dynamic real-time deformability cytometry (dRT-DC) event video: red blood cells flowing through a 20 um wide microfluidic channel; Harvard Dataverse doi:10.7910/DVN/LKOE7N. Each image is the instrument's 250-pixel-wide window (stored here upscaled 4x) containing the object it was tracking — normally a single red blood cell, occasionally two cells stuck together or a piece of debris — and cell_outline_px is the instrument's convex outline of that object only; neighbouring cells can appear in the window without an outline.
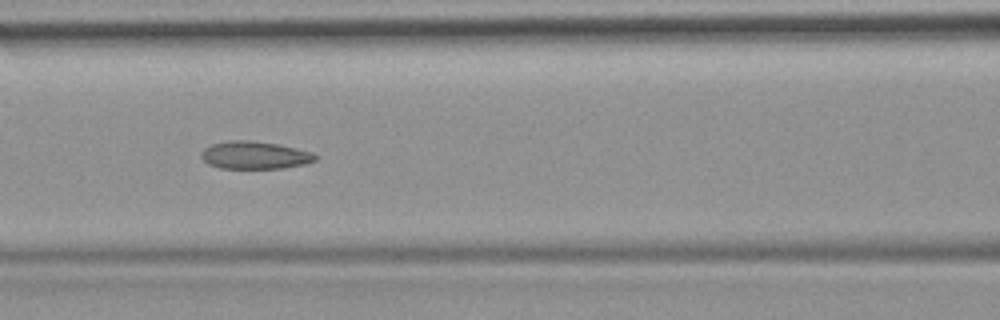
{"species": "common noctule bat (a hibernating species)", "species_latin": "Nyctalus noctula", "temperature_condition": "room temperature", "stored_images_in_passage": 51, "camera_frame_rate_fps": 3000, "um_per_image_px": 0.085, "animal": {"sex": "female", "body_mass_g": 19.9}, "frame": {"image": 1, "passage_image": 22, "time_ms": 7.0, "image_size_px": [1000, 320], "cell_outline_px": [[320, 156], [316, 160], [304, 164], [284, 168], [220, 168], [208, 164], [200, 156], [200, 152], [204, 148], [212, 144], [228, 140], [248, 140], [276, 144], [296, 148], [312, 152]], "centroid_in_image_um": [21.65, 13.19], "position_along_channel_um": 145.0, "area_um2": 18.44}, "authors_computed_cell_mechanics": {"area_um2": 18.9006, "velocity_mm_per_s": 3.9142, "shape_relaxation_time_tau1_ms": null, "shape_relaxation_time_tau2_ms": 1.6465, "deformation_change_tau1": null, "deformation_change_tau2": 0.0794}}